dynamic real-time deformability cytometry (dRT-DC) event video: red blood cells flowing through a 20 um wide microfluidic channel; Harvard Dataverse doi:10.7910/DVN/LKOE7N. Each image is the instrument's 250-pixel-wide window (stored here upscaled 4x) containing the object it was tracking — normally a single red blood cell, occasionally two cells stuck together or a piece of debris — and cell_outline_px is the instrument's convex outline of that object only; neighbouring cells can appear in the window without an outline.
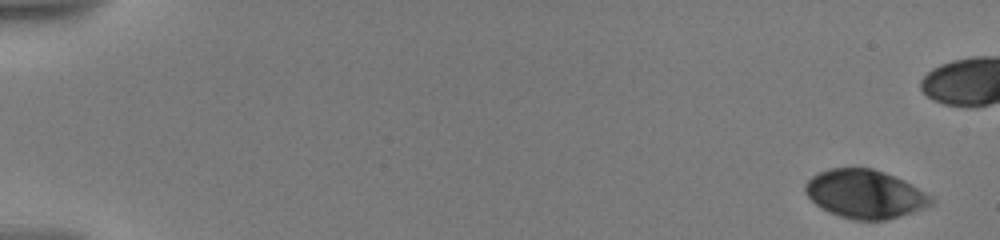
{"species": "human", "species_latin": "Homo sapiens", "temperature_condition": "warm", "stored_images_in_passage": 8, "camera_frame_rate_fps": 3000, "um_per_image_px": 0.085, "donor": {"sex": "male"}, "frame": {"image": 1, "passage_image": 1, "time_ms": 0.0, "image_size_px": [1000, 240], "cell_outline_px": [[932, 204], [924, 208], [888, 220], [852, 220], [828, 212], [820, 208], [804, 192], [804, 184], [812, 176], [828, 168], [872, 168], [896, 176], [904, 180], [932, 196]], "centroid_in_image_um": [73.51, 16.49], "position_along_channel_um": 11.5, "area_um2": 35.66}}
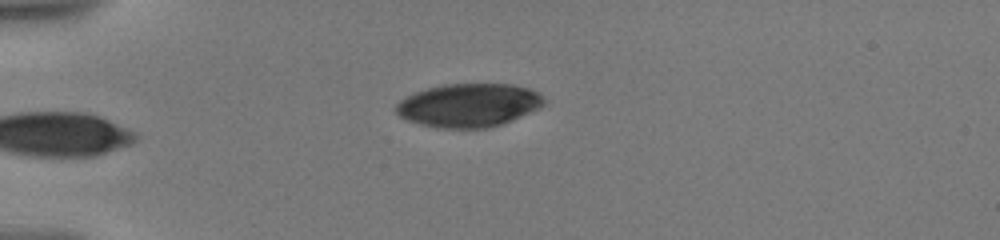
{"frame": {"image": 2, "passage_image": 8, "time_ms": 6.667, "image_size_px": [1000, 240], "cell_outline_px": [[544, 104], [540, 108], [500, 124], [488, 128], [436, 128], [420, 124], [408, 120], [400, 116], [396, 112], [396, 104], [400, 100], [416, 92], [428, 88], [444, 84], [512, 84], [528, 88], [536, 92], [544, 100]], "centroid_in_image_um": [39.82, 8.95], "position_along_channel_um": 45.2, "area_um2": 37.11}}